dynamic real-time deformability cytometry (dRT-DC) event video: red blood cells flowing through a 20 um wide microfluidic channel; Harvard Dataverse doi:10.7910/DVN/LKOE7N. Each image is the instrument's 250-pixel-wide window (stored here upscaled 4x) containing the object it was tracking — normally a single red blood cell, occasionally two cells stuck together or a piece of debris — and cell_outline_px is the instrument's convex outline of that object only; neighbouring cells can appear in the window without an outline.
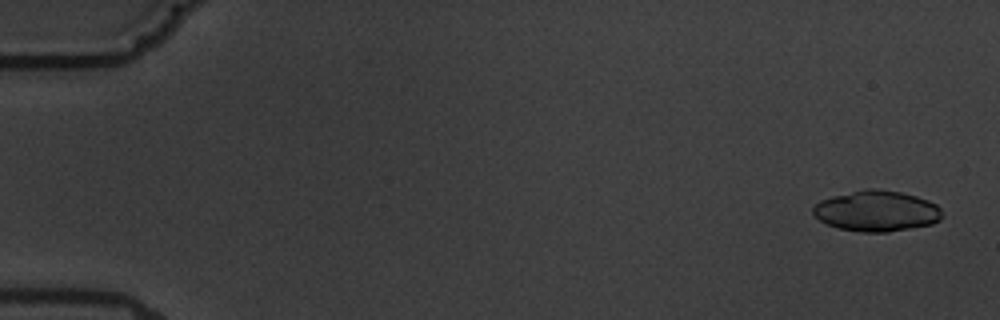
{"species": "common noctule bat (a hibernating species)", "species_latin": "Nyctalus noctula", "temperature_condition": "warm", "stored_images_in_passage": 13, "camera_frame_rate_fps": 3000, "um_per_image_px": 0.085, "animal": {"sex": "male", "body_mass_g": 19.5, "forearm_length_mm": 54.6}, "frame": {"image": 1, "passage_image": 1, "time_ms": 0.0, "image_size_px": [1000, 320], "cell_outline_px": [[944, 216], [940, 220], [932, 224], [888, 232], [860, 232], [840, 228], [828, 224], [820, 220], [812, 212], [812, 208], [820, 200], [832, 196], [868, 188], [872, 188], [900, 192], [916, 196], [928, 200], [936, 204], [940, 208]], "centroid_in_image_um": [74.53, 17.94], "position_along_channel_um": 10.5, "area_um2": 30.58}}